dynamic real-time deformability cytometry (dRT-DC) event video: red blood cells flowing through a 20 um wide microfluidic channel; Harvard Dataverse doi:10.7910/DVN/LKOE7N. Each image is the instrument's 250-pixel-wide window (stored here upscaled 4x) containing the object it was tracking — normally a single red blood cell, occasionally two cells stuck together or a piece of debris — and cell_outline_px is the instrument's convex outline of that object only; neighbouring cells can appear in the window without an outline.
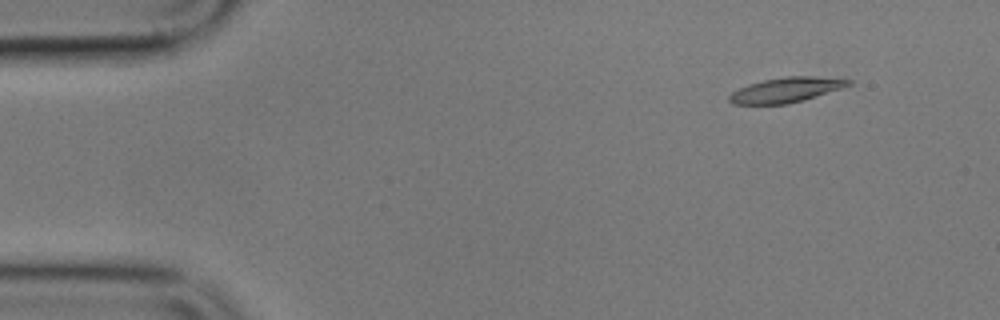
{"species": "common noctule bat (a hibernating species)", "species_latin": "Nyctalus noctula", "temperature_condition": "cold", "stored_images_in_passage": 5, "camera_frame_rate_fps": 3000, "um_per_image_px": 0.085, "animal": {"sex": "male", "body_mass_g": 17.9}, "frame": {"image": 1, "passage_image": 2, "time_ms": 1.333, "image_size_px": [1000, 320], "cell_outline_px": [[852, 84], [804, 100], [788, 104], [732, 104], [728, 100], [728, 96], [732, 92], [748, 84], [764, 80], [784, 76], [816, 76], [852, 80]], "centroid_in_image_um": [66.79, 7.64], "position_along_channel_um": 18.2, "area_um2": 17.22}}